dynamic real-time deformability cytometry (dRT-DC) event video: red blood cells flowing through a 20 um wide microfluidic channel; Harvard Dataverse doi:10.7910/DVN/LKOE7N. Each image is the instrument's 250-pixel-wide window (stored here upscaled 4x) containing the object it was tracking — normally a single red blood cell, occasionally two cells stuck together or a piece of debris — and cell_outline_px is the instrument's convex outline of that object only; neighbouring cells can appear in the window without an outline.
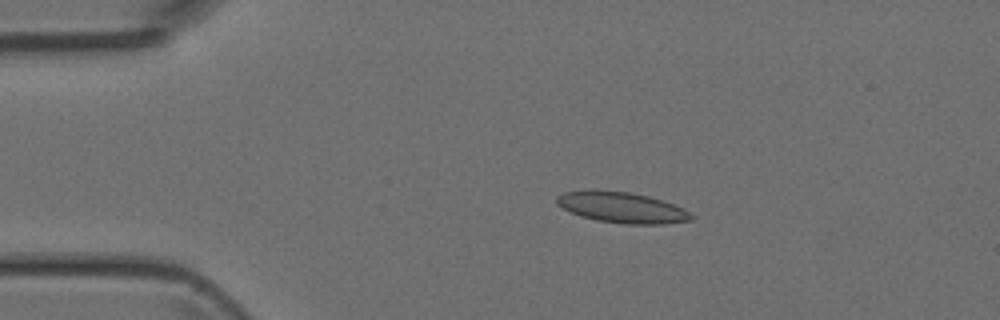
{"species": "Egyptian fruit bat (a non-hibernating species)", "species_latin": "Rousettus aegyptiacus", "temperature_condition": "room temperature", "stored_images_in_passage": 36, "camera_frame_rate_fps": 3000, "um_per_image_px": 0.085, "animal": {"sex": "female"}, "frame": {"image": 1, "passage_image": 2, "time_ms": 0.333, "image_size_px": [1000, 320], "cell_outline_px": [[696, 216], [692, 220], [664, 224], [624, 224], [596, 220], [580, 216], [556, 204], [556, 196], [564, 192], [588, 188], [596, 188], [628, 192], [648, 196], [684, 208]], "centroid_in_image_um": [52.83, 17.61], "position_along_channel_um": 32.2, "area_um2": 24.57}}
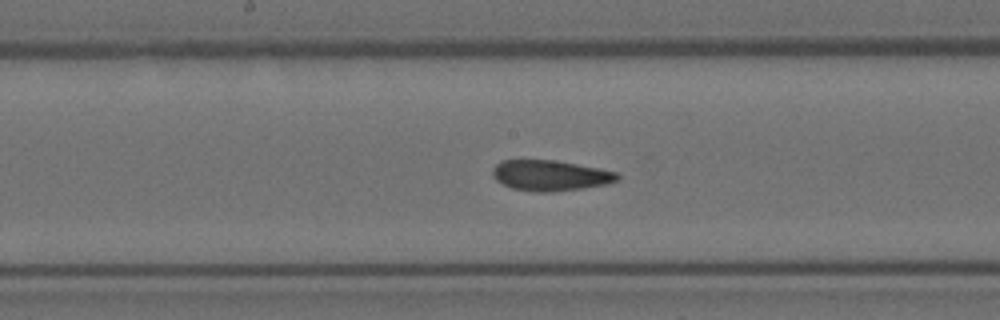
{"frame": {"image": 2, "passage_image": 17, "time_ms": 5.333, "image_size_px": [1000, 320], "cell_outline_px": [[620, 176], [616, 180], [608, 184], [584, 188], [552, 192], [536, 192], [512, 188], [496, 180], [492, 176], [492, 168], [500, 160], [552, 160], [600, 168], [616, 172]], "centroid_in_image_um": [46.75, 14.91], "position_along_channel_um": 201.4, "area_um2": 22.25}}
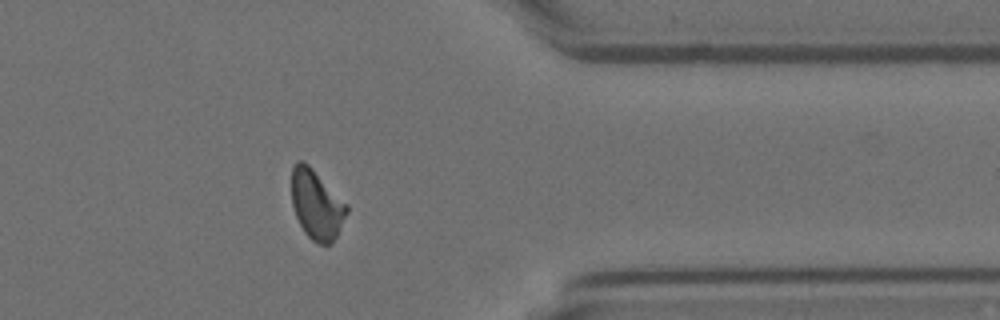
{"frame": {"image": 3, "passage_image": 31, "time_ms": 10.0, "image_size_px": [1000, 320], "cell_outline_px": [[348, 212], [332, 244], [320, 244], [312, 240], [304, 232], [296, 216], [292, 204], [292, 168], [296, 160], [304, 160], [348, 204]], "centroid_in_image_um": [26.91, 17.38], "position_along_channel_um": 384.5, "area_um2": 22.31}}